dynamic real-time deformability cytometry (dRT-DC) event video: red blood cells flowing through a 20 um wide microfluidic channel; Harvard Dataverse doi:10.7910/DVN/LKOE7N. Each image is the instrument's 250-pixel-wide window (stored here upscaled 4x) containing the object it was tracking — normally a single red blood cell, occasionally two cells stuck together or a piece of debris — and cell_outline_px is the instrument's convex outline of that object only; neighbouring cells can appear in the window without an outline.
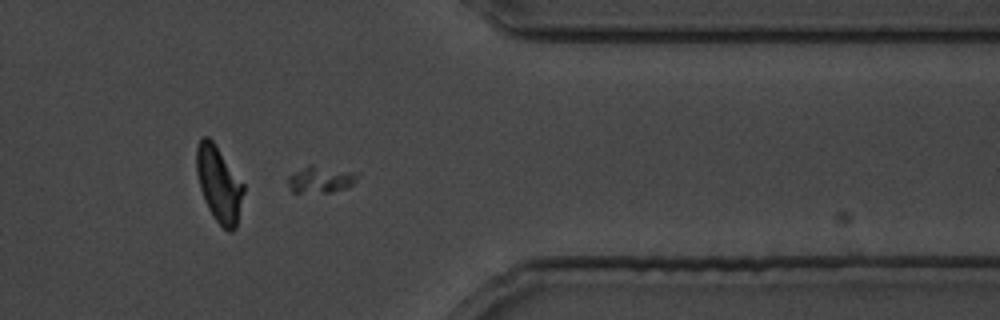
{"species": "common noctule bat (a hibernating species)", "species_latin": "Nyctalus noctula", "temperature_condition": "cold", "stored_images_in_passage": 23, "camera_frame_rate_fps": 3000, "um_per_image_px": 0.085, "animal": {"sex": "male", "body_mass_g": 19.5, "forearm_length_mm": 54.6}, "frame": {"image": 1, "passage_image": 17, "time_ms": 20.667, "image_size_px": [1000, 320], "cell_outline_px": [[360, 172], [356, 180], [348, 188], [332, 192], [292, 192], [288, 184], [288, 176], [308, 164], [312, 164]], "centroid_in_image_um": [27.3, 15.23], "position_along_channel_um": 384.1, "area_um2": 11.04}}